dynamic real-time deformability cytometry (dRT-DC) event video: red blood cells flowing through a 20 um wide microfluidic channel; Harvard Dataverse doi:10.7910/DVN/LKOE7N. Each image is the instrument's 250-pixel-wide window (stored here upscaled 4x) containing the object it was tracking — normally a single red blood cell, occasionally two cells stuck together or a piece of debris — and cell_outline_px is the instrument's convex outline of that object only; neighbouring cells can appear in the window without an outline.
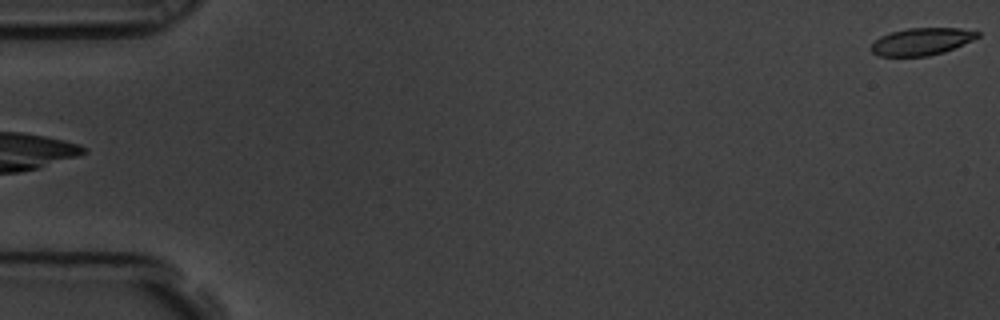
{"species": "common noctule bat (a hibernating species)", "species_latin": "Nyctalus noctula", "temperature_condition": "room temperature", "stored_images_in_passage": 6, "camera_frame_rate_fps": 3000, "um_per_image_px": 0.085, "animal": {"sex": "male", "body_mass_g": 19.5, "forearm_length_mm": 54.6}, "frame": {"image": 1, "passage_image": 6, "time_ms": 1.667, "image_size_px": [1000, 320], "cell_outline_px": [[980, 36], [972, 40], [944, 52], [928, 56], [880, 56], [872, 52], [868, 48], [880, 36], [892, 32], [908, 28], [960, 28], [980, 32]], "centroid_in_image_um": [78.32, 3.53], "position_along_channel_um": 6.7, "area_um2": 16.82}}